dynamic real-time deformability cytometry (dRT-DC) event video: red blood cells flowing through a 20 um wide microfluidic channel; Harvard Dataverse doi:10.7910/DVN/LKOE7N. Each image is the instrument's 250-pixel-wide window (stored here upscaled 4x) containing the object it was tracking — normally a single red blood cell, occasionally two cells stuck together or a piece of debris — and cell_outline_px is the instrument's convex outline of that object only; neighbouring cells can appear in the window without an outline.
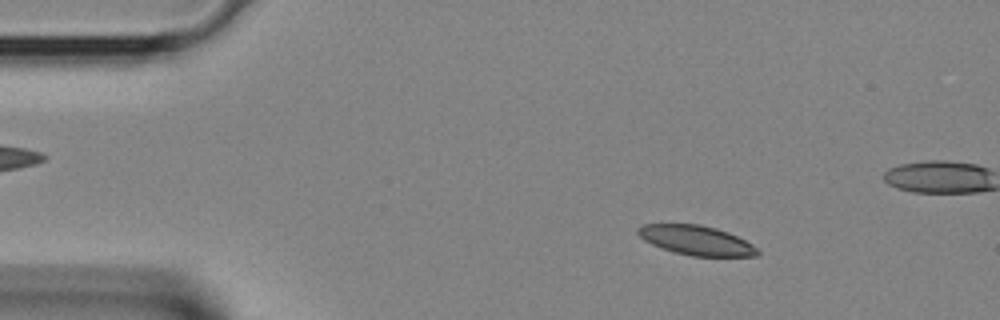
{"species": "Egyptian fruit bat (a non-hibernating species)", "species_latin": "Rousettus aegyptiacus", "temperature_condition": "room temperature", "stored_images_in_passage": 39, "camera_frame_rate_fps": 3000, "um_per_image_px": 0.085, "animal": {"sex": "female"}, "frame": {"image": 1, "passage_image": 6, "time_ms": 1.667, "image_size_px": [1000, 320], "cell_outline_px": [[760, 256], [692, 256], [676, 252], [652, 244], [644, 240], [636, 232], [636, 228], [644, 224], [700, 224], [716, 228], [728, 232], [752, 244], [760, 252]], "centroid_in_image_um": [59.19, 20.42], "position_along_channel_um": 25.8, "area_um2": 20.4}}
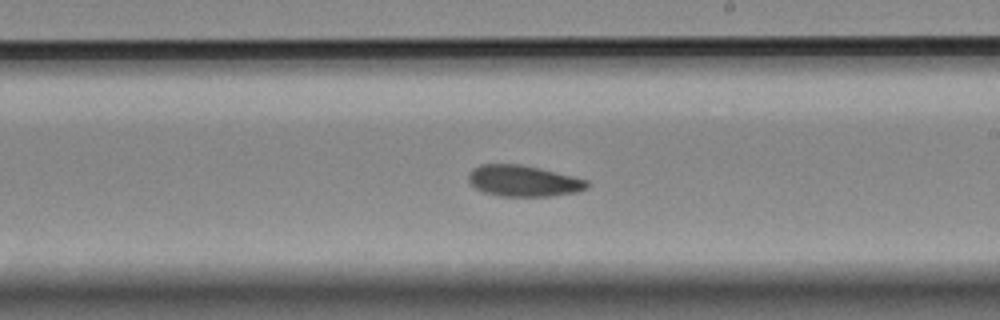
{"frame": {"image": 2, "passage_image": 22, "time_ms": 7.0, "image_size_px": [1000, 320], "cell_outline_px": [[592, 184], [588, 188], [576, 192], [552, 196], [500, 196], [484, 192], [476, 188], [468, 180], [468, 172], [472, 168], [480, 164], [520, 164], [540, 168], [588, 180]], "centroid_in_image_um": [44.5, 15.37], "position_along_channel_um": 244.5, "area_um2": 21.68}}
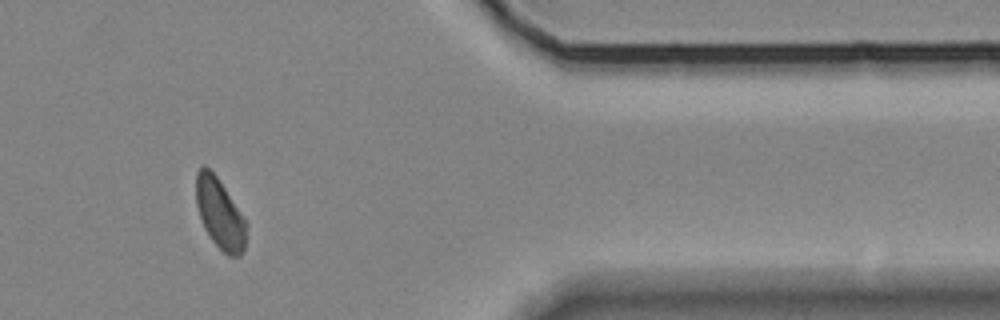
{"frame": {"image": 3, "passage_image": 32, "time_ms": 10.333, "image_size_px": [1000, 320], "cell_outline_px": [[248, 224], [244, 248], [240, 256], [228, 256], [212, 240], [204, 228], [196, 204], [196, 172], [204, 164], [216, 176], [248, 220]], "centroid_in_image_um": [18.72, 18.16], "position_along_channel_um": 392.7, "area_um2": 20.75}}